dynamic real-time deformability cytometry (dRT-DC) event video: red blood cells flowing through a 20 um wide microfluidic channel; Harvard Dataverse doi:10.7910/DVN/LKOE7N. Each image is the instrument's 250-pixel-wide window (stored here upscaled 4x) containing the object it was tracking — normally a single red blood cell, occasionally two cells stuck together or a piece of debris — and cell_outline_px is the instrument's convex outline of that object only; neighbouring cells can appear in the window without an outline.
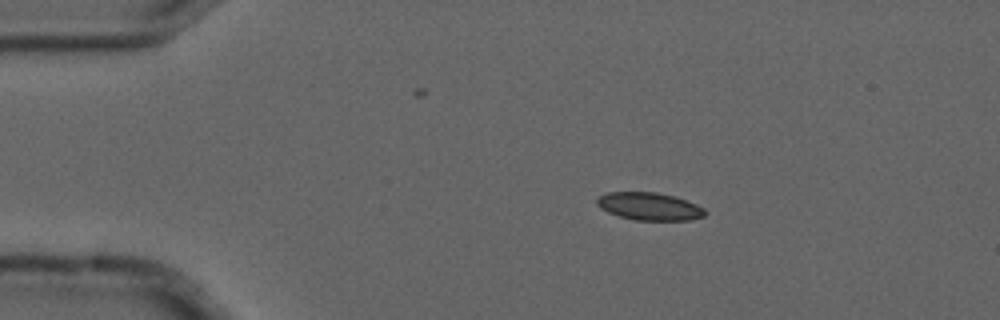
{"species": "common noctule bat (a hibernating species)", "species_latin": "Nyctalus noctula", "temperature_condition": "cold", "stored_images_in_passage": 3, "camera_frame_rate_fps": 3000, "um_per_image_px": 0.085, "animal": {"sex": "male", "forearm_length_mm": 52.5}, "frame": {"image": 1, "passage_image": 1, "time_ms": 0.0, "image_size_px": [1000, 320], "cell_outline_px": [[708, 212], [704, 216], [688, 220], [636, 220], [620, 216], [608, 212], [600, 208], [596, 204], [596, 200], [600, 196], [608, 192], [656, 192], [676, 196], [696, 204], [704, 208]], "centroid_in_image_um": [55.21, 17.53], "position_along_channel_um": 29.8, "area_um2": 17.46}}